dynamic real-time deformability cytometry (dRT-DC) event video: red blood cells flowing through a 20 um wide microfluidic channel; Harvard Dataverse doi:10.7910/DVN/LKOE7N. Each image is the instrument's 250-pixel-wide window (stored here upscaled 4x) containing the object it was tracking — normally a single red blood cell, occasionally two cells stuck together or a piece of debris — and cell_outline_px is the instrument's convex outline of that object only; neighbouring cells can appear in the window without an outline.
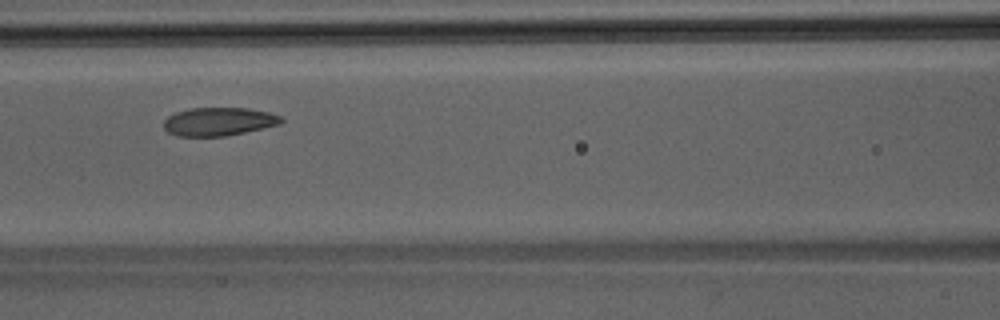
{"species": "Egyptian fruit bat (a non-hibernating species)", "species_latin": "Rousettus aegyptiacus", "temperature_condition": "room temperature", "stored_images_in_passage": 38, "camera_frame_rate_fps": 3000, "um_per_image_px": 0.085, "animal": {"sex": "male"}, "frame": {"image": 1, "passage_image": 12, "time_ms": 3.667, "image_size_px": [1000, 320], "cell_outline_px": [[284, 120], [280, 124], [264, 128], [224, 136], [176, 136], [168, 132], [164, 128], [164, 120], [168, 116], [176, 112], [192, 108], [248, 108], [268, 112], [280, 116]], "centroid_in_image_um": [18.59, 10.33], "position_along_channel_um": 148.0, "area_um2": 19.31}}
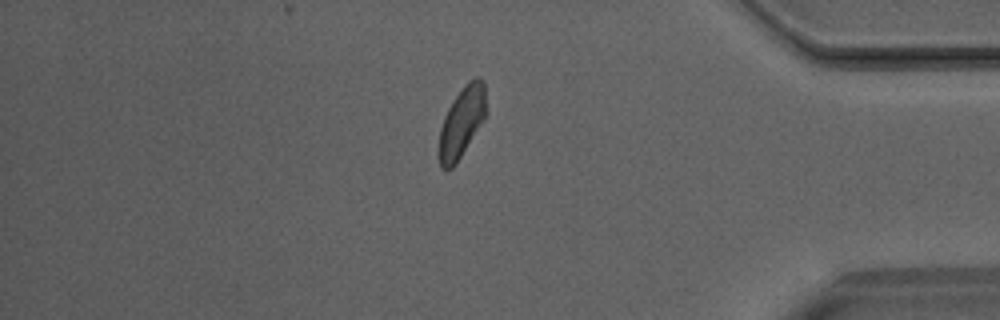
{"frame": {"image": 2, "passage_image": 31, "time_ms": 10.0, "image_size_px": [1000, 320], "cell_outline_px": [[488, 112], [484, 120], [456, 164], [452, 168], [440, 168], [436, 152], [440, 128], [444, 116], [452, 100], [464, 84], [468, 80], [476, 76], [480, 76], [484, 80]], "centroid_in_image_um": [39.25, 10.36], "position_along_channel_um": 396.0, "area_um2": 20.17}}
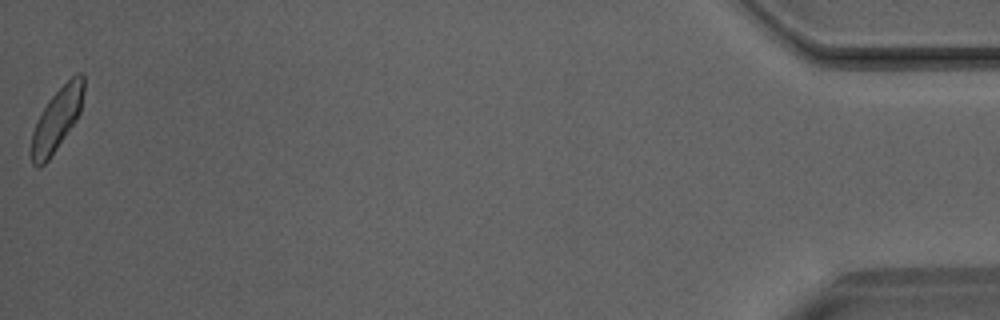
{"frame": {"image": 3, "passage_image": 38, "time_ms": 12.333, "image_size_px": [1000, 320], "cell_outline_px": [[84, 92], [80, 112], [76, 120], [48, 160], [40, 168], [36, 168], [32, 164], [32, 132], [48, 100], [76, 72], [84, 72]], "centroid_in_image_um": [4.86, 10.13], "position_along_channel_um": 430.3, "area_um2": 18.79}}